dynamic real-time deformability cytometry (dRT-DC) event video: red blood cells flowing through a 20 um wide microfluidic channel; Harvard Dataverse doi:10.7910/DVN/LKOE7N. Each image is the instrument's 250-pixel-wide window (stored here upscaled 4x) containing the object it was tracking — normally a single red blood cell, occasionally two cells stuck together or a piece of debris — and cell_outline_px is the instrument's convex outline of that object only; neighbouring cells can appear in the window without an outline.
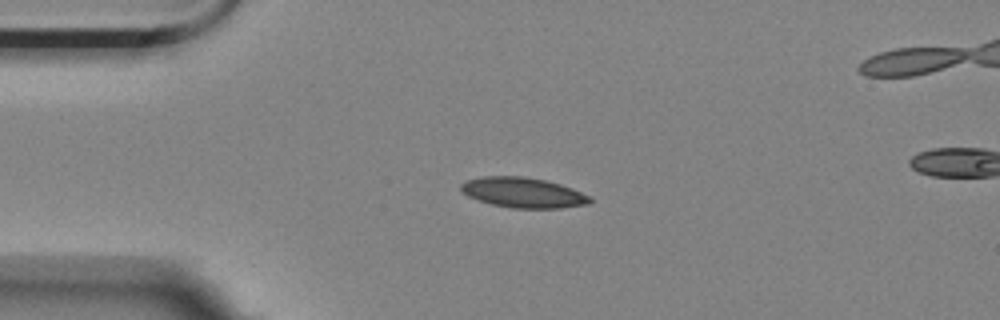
{"species": "Egyptian fruit bat (a non-hibernating species)", "species_latin": "Rousettus aegyptiacus", "temperature_condition": "room temperature", "stored_images_in_passage": 4, "camera_frame_rate_fps": 3000, "um_per_image_px": 0.085, "animal": {"sex": "female"}, "frame": {"image": 1, "passage_image": 3, "time_ms": 0.667, "image_size_px": [1000, 320], "cell_outline_px": [[592, 200], [588, 204], [560, 208], [512, 208], [492, 204], [468, 196], [460, 192], [460, 184], [468, 180], [484, 176], [524, 176], [544, 180], [560, 184], [572, 188], [592, 196]], "centroid_in_image_um": [44.48, 16.37], "position_along_channel_um": 40.5, "area_um2": 22.72}}